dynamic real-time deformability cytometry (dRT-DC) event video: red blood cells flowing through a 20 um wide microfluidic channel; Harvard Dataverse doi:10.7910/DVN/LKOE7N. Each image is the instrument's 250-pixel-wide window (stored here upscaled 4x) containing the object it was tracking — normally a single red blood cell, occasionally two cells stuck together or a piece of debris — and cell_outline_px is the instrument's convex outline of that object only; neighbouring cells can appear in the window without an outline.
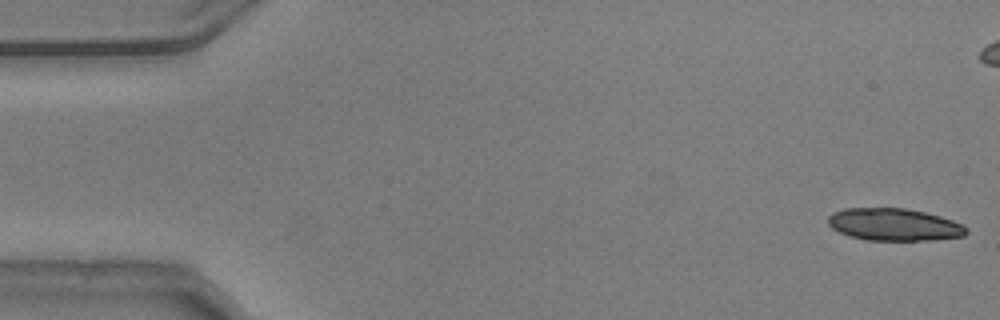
{"species": "common noctule bat (a hibernating species)", "species_latin": "Nyctalus noctula", "temperature_condition": "warm", "stored_images_in_passage": 16, "camera_frame_rate_fps": 3000, "um_per_image_px": 0.085, "animal": {"sex": "male", "body_mass_g": 20.5, "forearm_length_mm": 52.5}, "frame": {"image": 1, "passage_image": 1, "time_ms": 0.0, "image_size_px": [1000, 320], "cell_outline_px": [[968, 232], [964, 236], [932, 240], [864, 240], [848, 236], [832, 228], [828, 224], [828, 216], [832, 212], [844, 208], [904, 208], [924, 212], [940, 216], [952, 220], [968, 228]], "centroid_in_image_um": [75.97, 19.09], "position_along_channel_um": 9.0, "area_um2": 26.13}}